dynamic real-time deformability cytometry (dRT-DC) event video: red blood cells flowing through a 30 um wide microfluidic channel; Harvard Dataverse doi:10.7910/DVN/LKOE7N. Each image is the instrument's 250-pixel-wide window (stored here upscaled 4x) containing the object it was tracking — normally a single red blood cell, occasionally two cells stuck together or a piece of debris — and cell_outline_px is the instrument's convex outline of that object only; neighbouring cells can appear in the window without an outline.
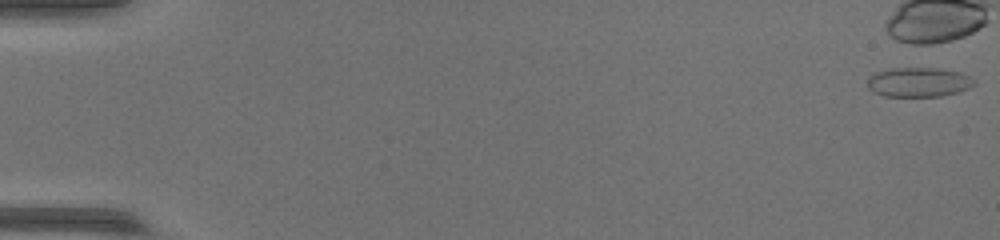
{"species": "common noctule bat (a hibernating species)", "species_latin": "Nyctalus noctula", "temperature_condition": "warm", "stored_images_in_passage": 4, "camera_frame_rate_fps": 3000, "um_per_image_px": 0.085, "animal": {"sex": "female", "body_mass_g": 17.0, "forearm_length_mm": 48.0}, "frame": {"image": 1, "passage_image": 1, "time_ms": 0.0, "image_size_px": [1000, 240], "cell_outline_px": [[976, 84], [960, 92], [940, 96], [884, 96], [872, 92], [868, 88], [868, 76], [872, 72], [888, 68], [932, 68], [960, 72], [976, 80]], "centroid_in_image_um": [78.04, 6.98], "position_along_channel_um": 7.0, "area_um2": 18.55}}